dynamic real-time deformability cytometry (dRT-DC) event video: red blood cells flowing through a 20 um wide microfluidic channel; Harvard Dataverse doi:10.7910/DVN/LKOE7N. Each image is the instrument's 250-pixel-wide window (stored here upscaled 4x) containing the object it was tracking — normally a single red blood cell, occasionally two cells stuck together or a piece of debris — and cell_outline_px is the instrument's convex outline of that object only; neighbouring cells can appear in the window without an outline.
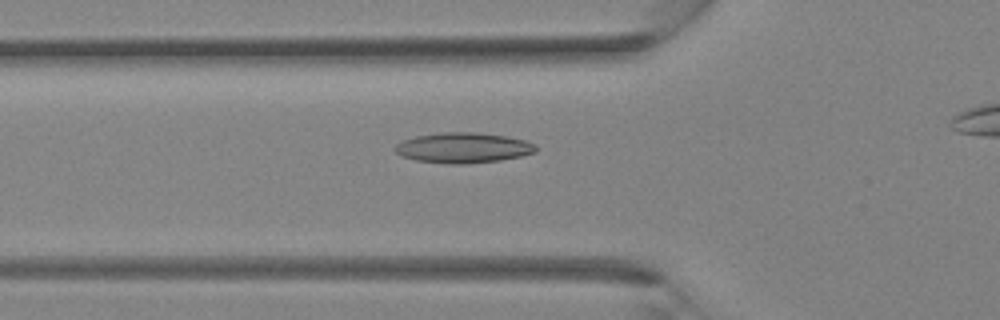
{"species": "Egyptian fruit bat (a non-hibernating species)", "species_latin": "Rousettus aegyptiacus", "temperature_condition": "room temperature", "stored_images_in_passage": 28, "segment_of_instrument_passage": [1, 2], "camera_frame_rate_fps": 3000, "um_per_image_px": 0.085, "animal": {"sex": "female"}, "frame": {"image": 1, "passage_image": 11, "time_ms": 3.333, "image_size_px": [1000, 320], "cell_outline_px": [[536, 152], [520, 156], [500, 160], [464, 164], [448, 164], [416, 160], [400, 156], [392, 148], [396, 144], [404, 140], [416, 136], [444, 132], [476, 132], [504, 136], [524, 140], [536, 144]], "centroid_in_image_um": [39.34, 12.56], "position_along_channel_um": 86.5, "area_um2": 24.85}}
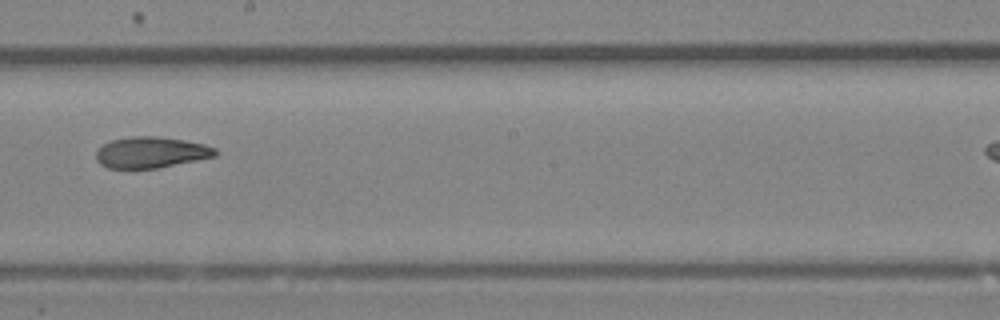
{"frame": {"image": 2, "passage_image": 19, "time_ms": 6.0, "image_size_px": [1000, 320], "cell_outline_px": [[220, 152], [216, 156], [160, 168], [108, 168], [100, 164], [96, 160], [96, 152], [104, 144], [112, 140], [132, 136], [156, 136], [184, 140], [204, 144], [216, 148]], "centroid_in_image_um": [12.87, 12.96], "position_along_channel_um": 235.3, "area_um2": 21.68}}
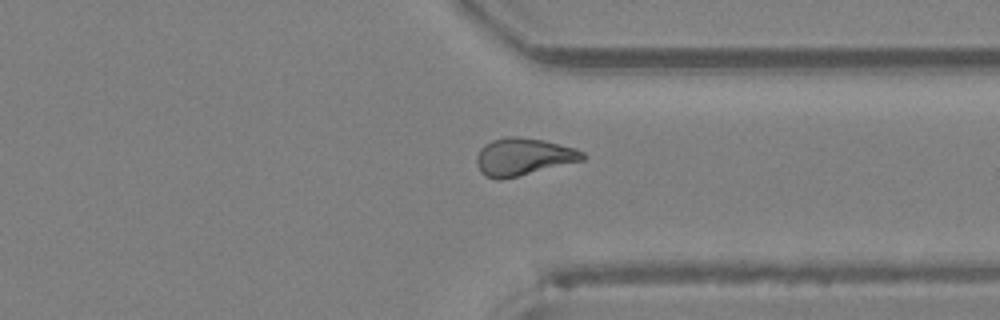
{"frame": {"image": 3, "passage_image": 26, "time_ms": 8.333, "image_size_px": [1000, 320], "cell_outline_px": [[584, 160], [500, 180], [496, 180], [484, 176], [480, 172], [476, 164], [476, 156], [480, 148], [484, 144], [492, 140], [508, 136], [516, 136], [544, 140], [576, 148], [584, 152]], "centroid_in_image_um": [44.44, 13.32], "position_along_channel_um": 367.0, "area_um2": 23.18}}